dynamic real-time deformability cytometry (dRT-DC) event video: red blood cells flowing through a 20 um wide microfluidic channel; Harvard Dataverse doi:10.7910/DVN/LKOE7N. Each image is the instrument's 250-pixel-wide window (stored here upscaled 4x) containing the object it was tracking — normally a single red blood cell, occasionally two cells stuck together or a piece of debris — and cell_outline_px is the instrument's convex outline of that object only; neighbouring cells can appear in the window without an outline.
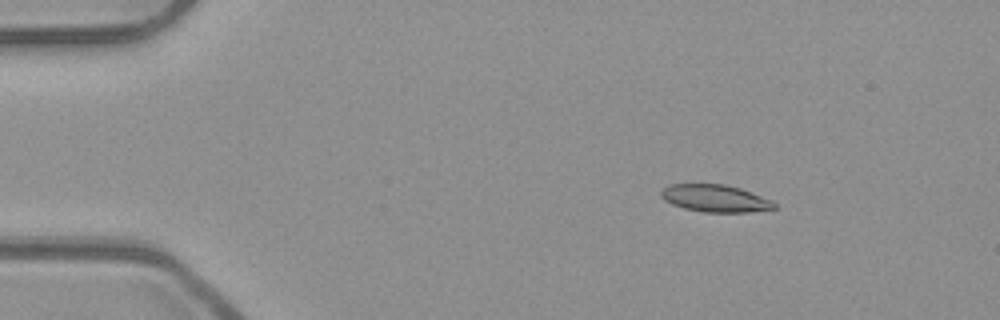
{"species": "common noctule bat (a hibernating species)", "species_latin": "Nyctalus noctula", "temperature_condition": "room temperature", "stored_images_in_passage": 53, "camera_frame_rate_fps": 3000, "um_per_image_px": 0.085, "animal": {"sex": "male", "body_mass_g": 23.1, "forearm_length_mm": 52.7}, "frame": {"image": 1, "passage_image": 8, "time_ms": 2.333, "image_size_px": [1000, 320], "cell_outline_px": [[776, 208], [748, 212], [704, 212], [684, 208], [672, 204], [664, 200], [660, 196], [660, 192], [668, 184], [724, 184], [740, 188], [772, 200], [776, 204]], "centroid_in_image_um": [60.77, 16.85], "position_along_channel_um": 24.2, "area_um2": 17.98}}
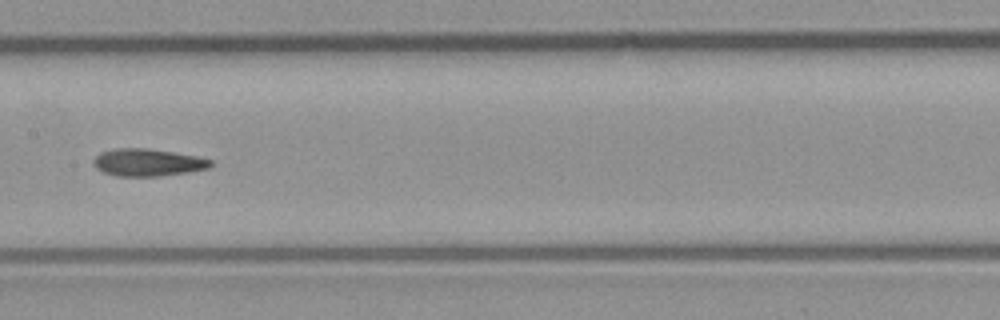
{"frame": {"image": 2, "passage_image": 27, "time_ms": 8.667, "image_size_px": [1000, 320], "cell_outline_px": [[212, 164], [208, 168], [188, 172], [160, 176], [116, 176], [104, 172], [96, 168], [92, 164], [92, 160], [100, 152], [112, 148], [148, 148], [196, 156], [212, 160]], "centroid_in_image_um": [12.51, 13.8], "position_along_channel_um": 194.9, "area_um2": 18.73}}
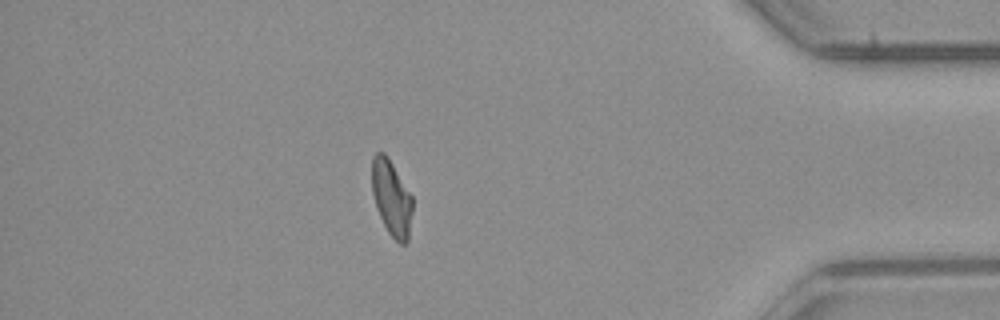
{"frame": {"image": 3, "passage_image": 46, "time_ms": 15.0, "image_size_px": [1000, 320], "cell_outline_px": [[412, 212], [408, 240], [404, 244], [400, 244], [388, 232], [376, 208], [372, 192], [372, 156], [376, 152], [384, 152], [388, 156], [412, 196]], "centroid_in_image_um": [33.27, 16.8], "position_along_channel_um": 401.9, "area_um2": 17.86}, "authors_computed_cell_mechanics": {"area_um2": 18.4382, "velocity_mm_per_s": 3.9413, "shape_relaxation_time_tau1_ms": null, "shape_relaxation_time_tau2_ms": 3.9746, "deformation_change_tau1": null, "deformation_change_tau2": 0.1193}}